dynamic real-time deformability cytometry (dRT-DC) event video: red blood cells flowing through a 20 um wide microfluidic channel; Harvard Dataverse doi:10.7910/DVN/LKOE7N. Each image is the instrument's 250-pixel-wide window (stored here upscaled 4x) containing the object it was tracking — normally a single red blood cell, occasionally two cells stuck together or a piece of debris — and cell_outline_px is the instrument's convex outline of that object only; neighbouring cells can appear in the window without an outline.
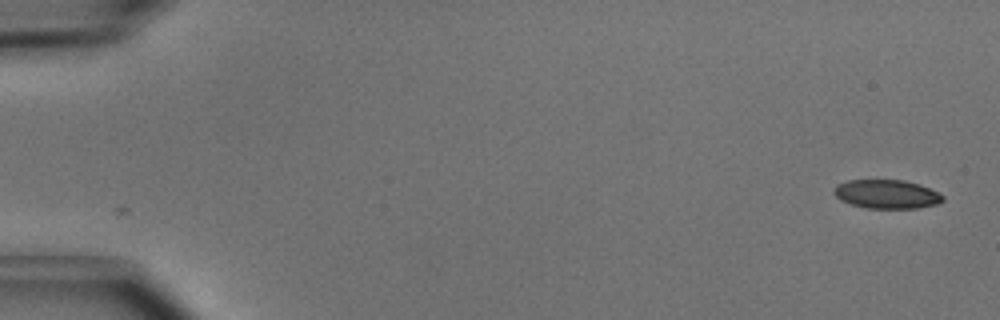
{"species": "common noctule bat (a hibernating species)", "species_latin": "Nyctalus noctula", "temperature_condition": "cold", "stored_images_in_passage": 50, "camera_frame_rate_fps": 3000, "um_per_image_px": 0.085, "animal": {"sex": "male", "body_mass_g": 15.6}, "frame": {"image": 1, "passage_image": 1, "time_ms": 0.0, "image_size_px": [1000, 320], "cell_outline_px": [[944, 200], [936, 204], [916, 208], [868, 208], [852, 204], [840, 200], [832, 192], [832, 188], [836, 184], [848, 180], [904, 180], [920, 184], [944, 196]], "centroid_in_image_um": [75.32, 16.49], "position_along_channel_um": 9.7, "area_um2": 18.26}}
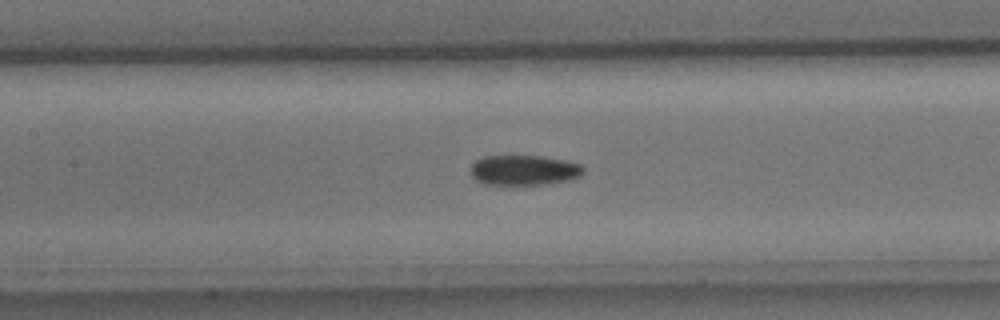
{"frame": {"image": 2, "passage_image": 23, "time_ms": 7.333, "image_size_px": [1000, 320], "cell_outline_px": [[584, 172], [580, 176], [568, 180], [544, 184], [484, 184], [476, 180], [472, 176], [472, 164], [476, 160], [484, 156], [544, 156], [564, 160], [580, 164], [584, 168]], "centroid_in_image_um": [44.55, 14.45], "position_along_channel_um": 162.8, "area_um2": 19.65}}
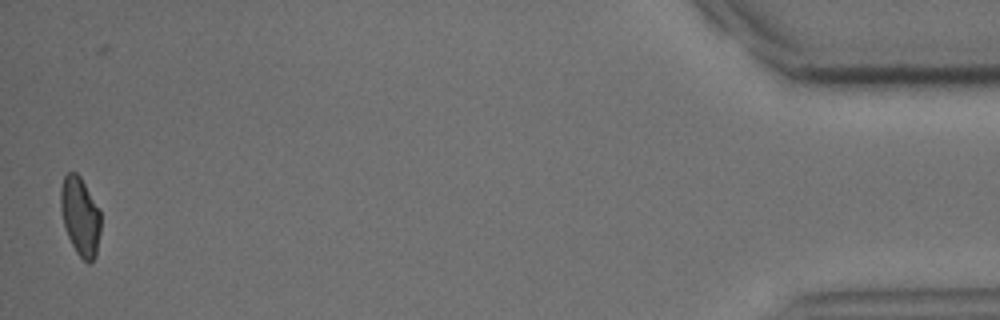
{"frame": {"image": 3, "passage_image": 49, "time_ms": 16.0, "image_size_px": [1000, 320], "cell_outline_px": [[100, 232], [96, 256], [88, 264], [76, 252], [68, 236], [64, 224], [60, 208], [60, 188], [64, 176], [68, 172], [76, 172], [80, 176], [100, 208]], "centroid_in_image_um": [6.82, 18.36], "position_along_channel_um": 428.4, "area_um2": 18.44}, "authors_computed_cell_mechanics": {"area_um2": 19.4786, "velocity_mm_per_s": 4.0308, "shape_relaxation_time_tau1_ms": 3.7356, "shape_relaxation_time_tau2_ms": 7.6451, "deformation_change_tau1": 0.1028, "deformation_change_tau2": 0.1232}}